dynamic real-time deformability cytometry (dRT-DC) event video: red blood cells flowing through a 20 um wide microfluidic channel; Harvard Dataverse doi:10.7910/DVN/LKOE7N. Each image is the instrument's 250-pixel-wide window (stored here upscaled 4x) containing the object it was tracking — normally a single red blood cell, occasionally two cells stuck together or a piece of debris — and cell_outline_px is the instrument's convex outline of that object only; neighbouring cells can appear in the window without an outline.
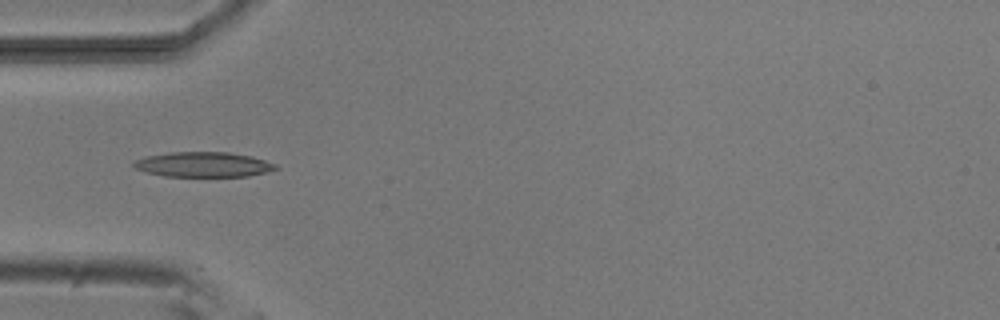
{"species": "common noctule bat (a hibernating species)", "species_latin": "Nyctalus noctula", "temperature_condition": "room temperature", "stored_images_in_passage": 6, "camera_frame_rate_fps": 3000, "um_per_image_px": 0.085, "animal": {"sex": "male", "body_mass_g": 20.5, "forearm_length_mm": 52.5}, "frame": {"image": 1, "passage_image": 4, "time_ms": 4.0, "image_size_px": [1000, 320], "cell_outline_px": [[280, 168], [248, 176], [164, 176], [148, 172], [136, 168], [132, 164], [136, 160], [144, 156], [168, 152], [228, 152], [252, 156], [276, 164]], "centroid_in_image_um": [17.28, 13.97], "position_along_channel_um": 67.7, "area_um2": 20.58}}
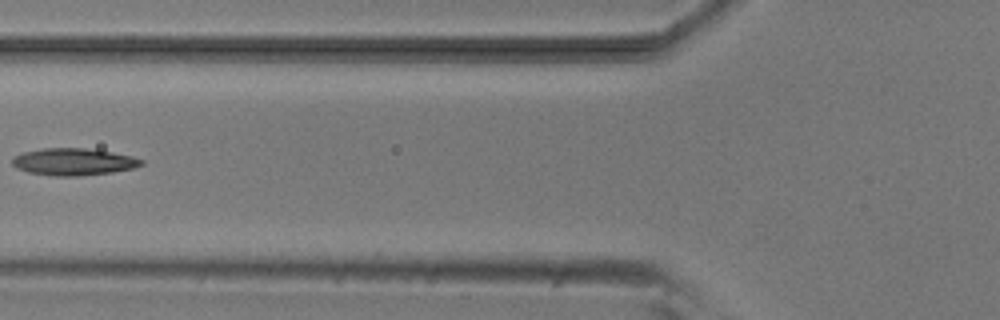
{"frame": {"image": 2, "passage_image": 5, "time_ms": 5.333, "image_size_px": [1000, 320], "cell_outline_px": [[144, 164], [132, 168], [112, 172], [80, 176], [52, 176], [28, 172], [16, 168], [12, 164], [12, 156], [24, 152], [40, 148], [84, 148], [112, 152], [132, 156], [144, 160]], "centroid_in_image_um": [6.22, 13.75], "position_along_channel_um": 119.6, "area_um2": 20.46}}
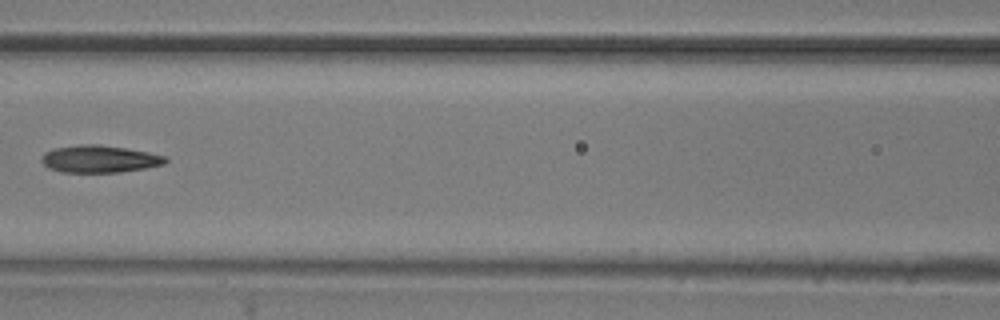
{"frame": {"image": 3, "passage_image": 6, "time_ms": 6.333, "image_size_px": [1000, 320], "cell_outline_px": [[168, 160], [164, 164], [144, 168], [120, 172], [60, 172], [48, 168], [40, 160], [40, 156], [44, 152], [52, 148], [76, 144], [100, 144], [148, 152], [168, 156]], "centroid_in_image_um": [8.41, 13.5], "position_along_channel_um": 158.2, "area_um2": 19.94}}